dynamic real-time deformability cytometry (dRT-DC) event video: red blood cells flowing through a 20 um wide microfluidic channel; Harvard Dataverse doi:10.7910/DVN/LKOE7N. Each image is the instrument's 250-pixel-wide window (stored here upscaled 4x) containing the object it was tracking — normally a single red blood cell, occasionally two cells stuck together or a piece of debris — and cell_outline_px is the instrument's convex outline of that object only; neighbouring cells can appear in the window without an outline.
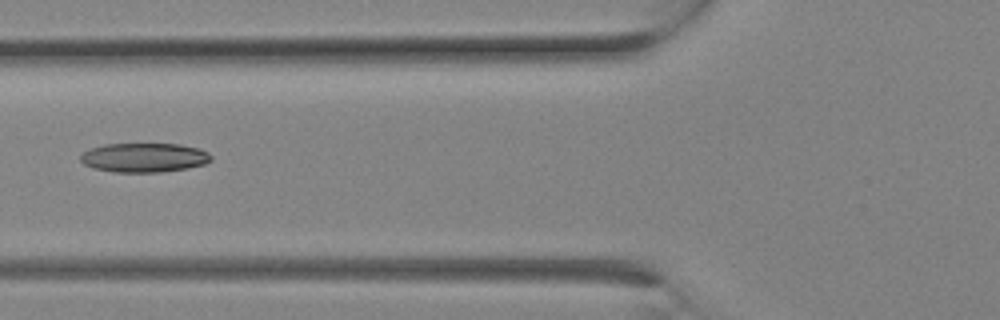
{"species": "Egyptian fruit bat (a non-hibernating species)", "species_latin": "Rousettus aegyptiacus", "temperature_condition": "room temperature", "stored_images_in_passage": 3, "camera_frame_rate_fps": 3000, "um_per_image_px": 0.085, "animal": {"sex": "female"}, "frame": {"image": 1, "passage_image": 3, "time_ms": 0.667, "image_size_px": [1000, 320], "cell_outline_px": [[212, 160], [204, 164], [188, 168], [160, 172], [112, 172], [96, 168], [84, 164], [80, 160], [80, 156], [84, 152], [92, 148], [104, 144], [180, 144], [196, 148], [208, 152], [212, 156]], "centroid_in_image_um": [12.27, 13.39], "position_along_channel_um": 113.5, "area_um2": 22.14}}